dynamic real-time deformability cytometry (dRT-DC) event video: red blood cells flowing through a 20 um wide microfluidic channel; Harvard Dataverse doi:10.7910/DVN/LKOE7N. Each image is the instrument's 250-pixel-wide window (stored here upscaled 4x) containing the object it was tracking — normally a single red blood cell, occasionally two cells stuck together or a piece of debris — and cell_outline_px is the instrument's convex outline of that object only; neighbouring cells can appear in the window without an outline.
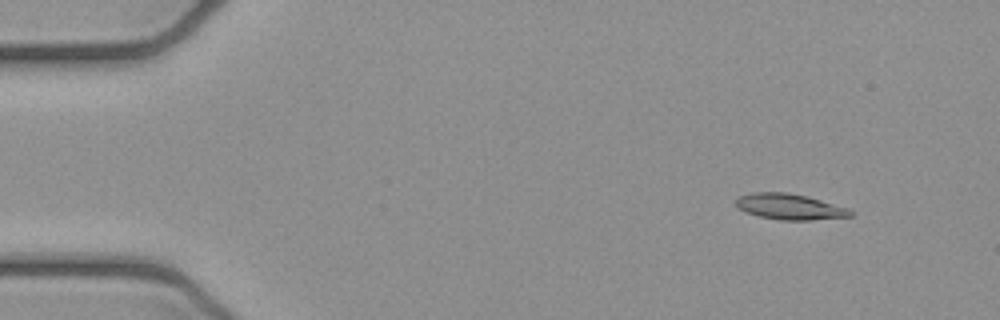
{"species": "common noctule bat (a hibernating species)", "species_latin": "Nyctalus noctula", "temperature_condition": "cold", "stored_images_in_passage": 8, "camera_frame_rate_fps": 3000, "um_per_image_px": 0.085, "animal": {"sex": "female", "body_mass_g": 21.9}, "frame": {"image": 1, "passage_image": 2, "time_ms": 0.333, "image_size_px": [1000, 320], "cell_outline_px": [[852, 216], [812, 220], [780, 220], [760, 216], [744, 212], [736, 204], [736, 196], [752, 192], [788, 192], [808, 196], [848, 208], [852, 212]], "centroid_in_image_um": [67.1, 17.56], "position_along_channel_um": 17.9, "area_um2": 17.28}}
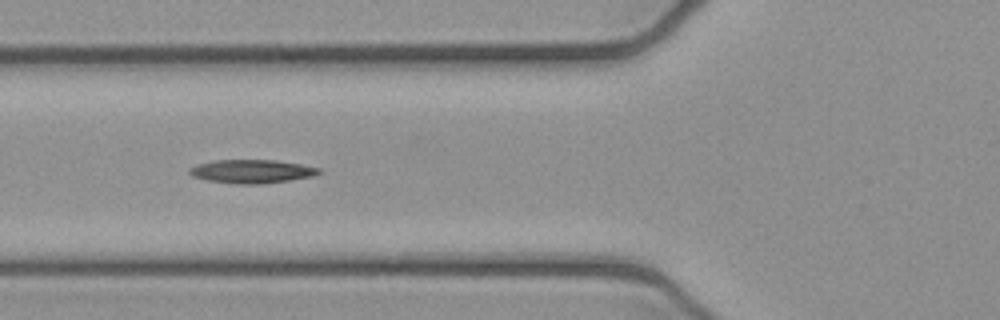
{"frame": {"image": 2, "passage_image": 6, "time_ms": 1.667, "image_size_px": [1000, 320], "cell_outline_px": [[324, 172], [312, 176], [288, 180], [260, 184], [236, 184], [208, 180], [192, 176], [188, 172], [188, 168], [196, 164], [212, 160], [276, 160], [300, 164], [320, 168]], "centroid_in_image_um": [21.38, 14.56], "position_along_channel_um": 104.4, "area_um2": 17.8}}
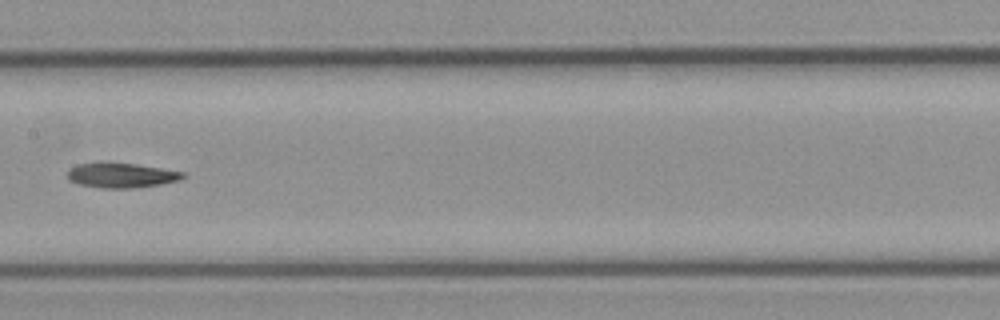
{"frame": {"image": 3, "passage_image": 8, "time_ms": 2.333, "image_size_px": [1000, 320], "cell_outline_px": [[184, 176], [180, 180], [160, 184], [132, 188], [100, 188], [80, 184], [68, 180], [68, 168], [76, 164], [136, 164], [184, 172]], "centroid_in_image_um": [10.3, 14.92], "position_along_channel_um": 197.1, "area_um2": 16.24}}